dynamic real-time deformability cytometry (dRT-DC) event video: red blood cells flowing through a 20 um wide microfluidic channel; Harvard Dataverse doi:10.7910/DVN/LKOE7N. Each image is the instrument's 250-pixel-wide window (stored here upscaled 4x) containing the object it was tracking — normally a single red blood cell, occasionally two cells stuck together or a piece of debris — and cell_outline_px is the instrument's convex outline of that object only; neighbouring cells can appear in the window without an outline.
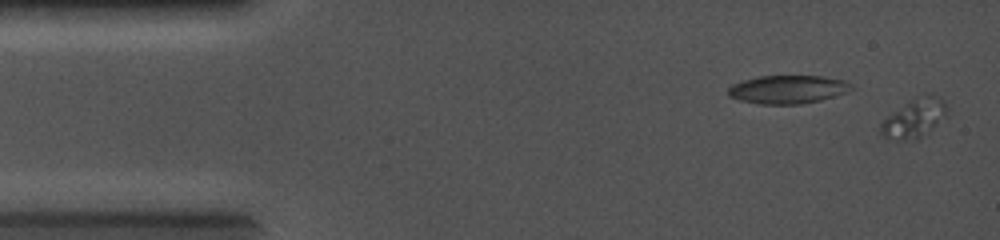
{"species": "common noctule bat (a hibernating species)", "species_latin": "Nyctalus noctula", "temperature_condition": "cold", "stored_images_in_passage": 49, "camera_frame_rate_fps": 5000, "um_per_image_px": 0.085, "animal": {"sex": "female", "body_mass_g": 19.0, "forearm_length_mm": 56.7}, "frame": {"image": 1, "passage_image": 1, "time_ms": 0.0, "image_size_px": [1000, 240], "cell_outline_px": [[948, 112], [936, 124], [916, 140], [896, 140], [880, 136], [880, 124], [888, 116], [912, 100], [928, 96], [936, 96], [944, 100], [948, 108]], "centroid_in_image_um": [77.69, 10.1], "position_along_channel_um": 7.3, "area_um2": 14.28}}
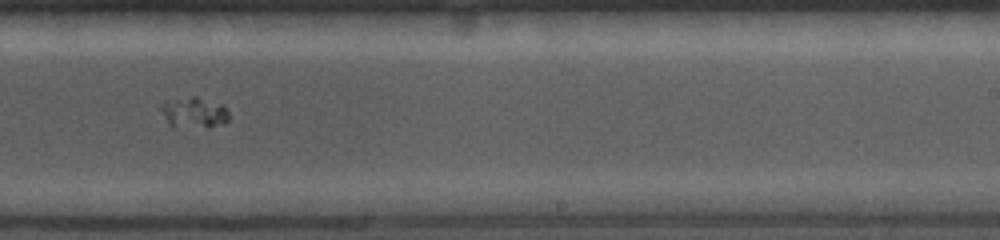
{"frame": {"image": 2, "passage_image": 38, "time_ms": 9.0, "image_size_px": [1000, 240], "cell_outline_px": [[228, 120], [224, 124], [208, 128], [172, 128], [168, 124], [160, 108], [164, 100], [192, 96], [196, 96], [220, 104], [228, 108]], "centroid_in_image_um": [16.47, 9.6], "position_along_channel_um": 272.5, "area_um2": 12.66}}
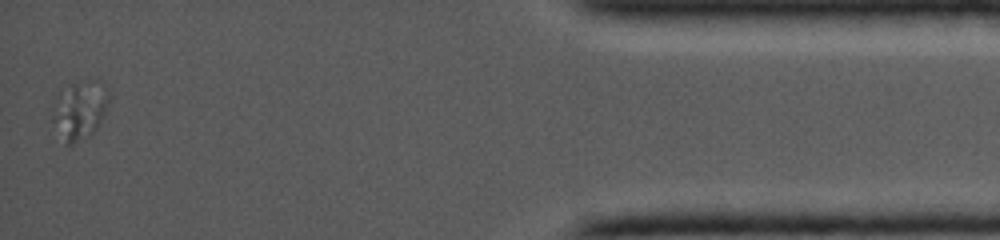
{"frame": {"image": 3, "passage_image": 49, "time_ms": 14.0, "image_size_px": [1000, 240], "cell_outline_px": [[112, 96], [96, 128], [92, 132], [72, 144], [64, 144], [52, 120], [52, 116], [64, 96], [72, 84], [100, 80], [112, 88]], "centroid_in_image_um": [6.92, 9.36], "position_along_channel_um": 428.3, "area_um2": 18.15}}